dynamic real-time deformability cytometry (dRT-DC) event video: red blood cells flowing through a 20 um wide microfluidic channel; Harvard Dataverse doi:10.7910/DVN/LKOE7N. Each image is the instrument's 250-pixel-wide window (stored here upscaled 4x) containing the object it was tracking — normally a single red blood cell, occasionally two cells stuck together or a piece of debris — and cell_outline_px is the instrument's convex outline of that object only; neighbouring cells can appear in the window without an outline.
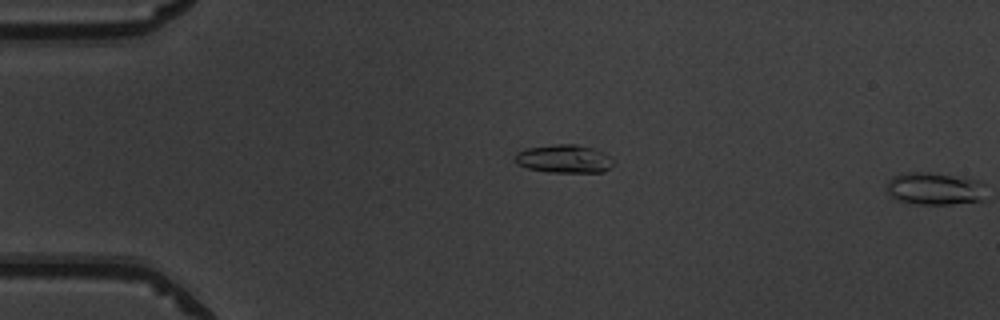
{"species": "common noctule bat (a hibernating species)", "species_latin": "Nyctalus noctula", "temperature_condition": "warm", "stored_images_in_passage": 4, "camera_frame_rate_fps": 3000, "um_per_image_px": 0.085, "animal": {"sex": "male", "body_mass_g": 19.5, "forearm_length_mm": 54.6}, "frame": {"image": 1, "passage_image": 3, "time_ms": 0.667, "image_size_px": [1000, 320], "cell_outline_px": [[612, 164], [604, 172], [548, 172], [528, 168], [516, 164], [516, 152], [528, 148], [556, 144], [576, 144], [592, 148], [604, 152], [612, 156]], "centroid_in_image_um": [47.96, 13.5], "position_along_channel_um": 37.0, "area_um2": 16.13}}